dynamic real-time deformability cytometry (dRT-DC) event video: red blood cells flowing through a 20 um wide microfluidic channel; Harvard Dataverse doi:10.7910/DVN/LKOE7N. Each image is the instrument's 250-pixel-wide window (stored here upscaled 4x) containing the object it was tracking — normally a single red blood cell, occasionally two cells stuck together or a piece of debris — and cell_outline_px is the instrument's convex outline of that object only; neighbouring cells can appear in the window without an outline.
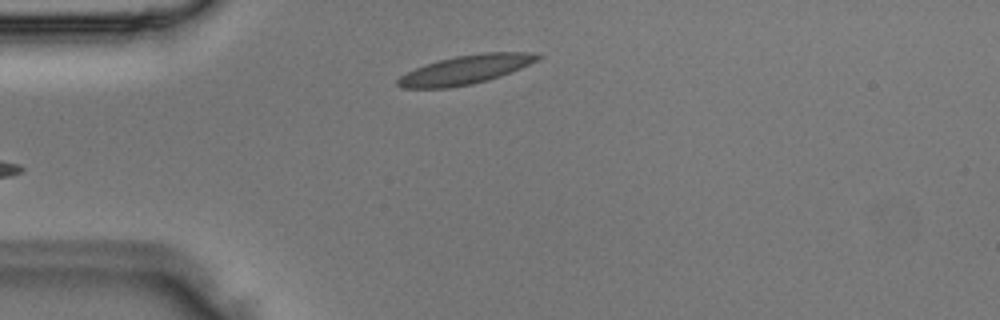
{"species": "Egyptian fruit bat (a non-hibernating species)", "species_latin": "Rousettus aegyptiacus", "temperature_condition": "room temperature", "stored_images_in_passage": 3, "camera_frame_rate_fps": 3000, "um_per_image_px": 0.085, "animal": {"sex": "male"}, "frame": {"image": 1, "passage_image": 2, "time_ms": 0.333, "image_size_px": [1000, 320], "cell_outline_px": [[544, 56], [540, 60], [500, 76], [488, 80], [472, 84], [448, 88], [404, 88], [396, 84], [396, 80], [400, 76], [416, 68], [440, 60], [456, 56], [484, 52], [532, 52]], "centroid_in_image_um": [39.62, 5.92], "position_along_channel_um": 45.4, "area_um2": 23.41}}
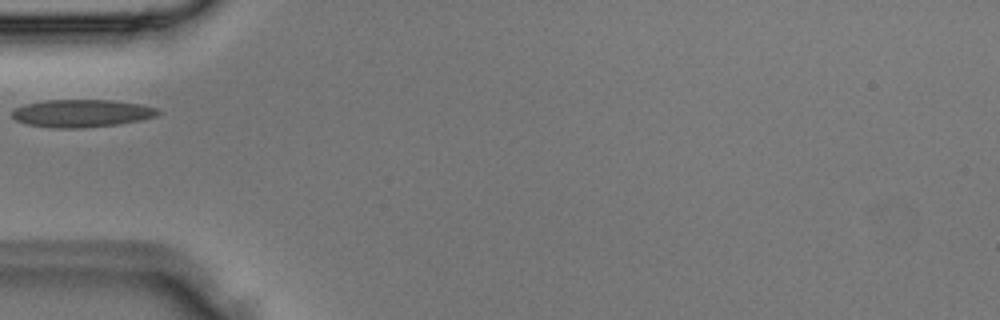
{"frame": {"image": 2, "passage_image": 3, "time_ms": 0.667, "image_size_px": [1000, 320], "cell_outline_px": [[160, 112], [156, 116], [140, 120], [116, 124], [80, 128], [60, 128], [28, 124], [16, 120], [12, 116], [12, 112], [16, 108], [24, 104], [44, 100], [112, 100], [140, 104], [160, 108]], "centroid_in_image_um": [6.97, 9.62], "position_along_channel_um": 78.0, "area_um2": 23.35}}